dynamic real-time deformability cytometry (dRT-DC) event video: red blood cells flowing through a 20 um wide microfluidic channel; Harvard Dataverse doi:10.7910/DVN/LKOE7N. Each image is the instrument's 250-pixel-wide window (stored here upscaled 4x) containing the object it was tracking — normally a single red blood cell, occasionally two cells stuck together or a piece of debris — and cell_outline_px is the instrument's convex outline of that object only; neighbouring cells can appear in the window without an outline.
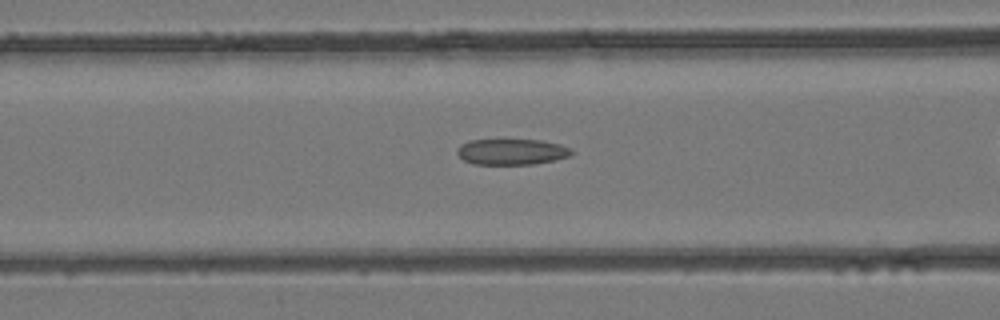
{"species": "common noctule bat (a hibernating species)", "species_latin": "Nyctalus noctula", "temperature_condition": "room temperature", "stored_images_in_passage": 23, "camera_frame_rate_fps": 3000, "um_per_image_px": 0.085, "animal": {"sex": "female", "body_mass_g": 24.6, "forearm_length_mm": 56.2}, "frame": {"image": 1, "passage_image": 7, "time_ms": 2.0, "image_size_px": [1000, 320], "cell_outline_px": [[572, 152], [568, 156], [552, 160], [532, 164], [472, 164], [464, 160], [456, 152], [460, 144], [468, 140], [540, 140], [560, 144], [572, 148]], "centroid_in_image_um": [43.46, 12.89], "position_along_channel_um": 123.1, "area_um2": 17.11}}
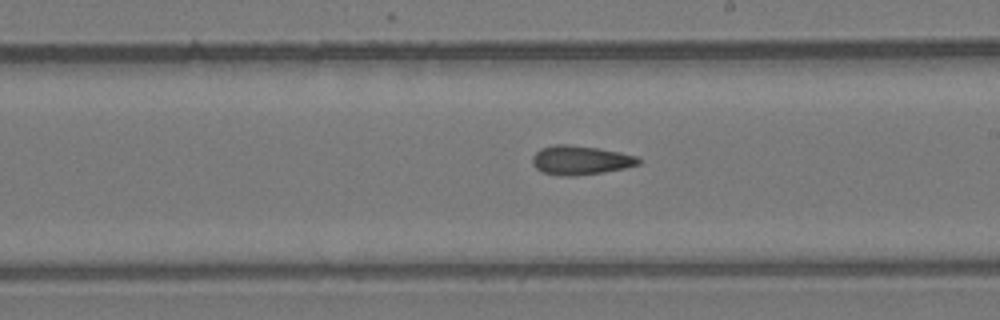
{"frame": {"image": 2, "passage_image": 14, "time_ms": 4.333, "image_size_px": [1000, 320], "cell_outline_px": [[640, 164], [624, 168], [604, 172], [576, 176], [560, 176], [540, 172], [532, 164], [532, 156], [540, 148], [556, 144], [568, 144], [600, 148], [620, 152], [636, 156], [640, 160]], "centroid_in_image_um": [49.3, 13.62], "position_along_channel_um": 239.7, "area_um2": 18.21}}
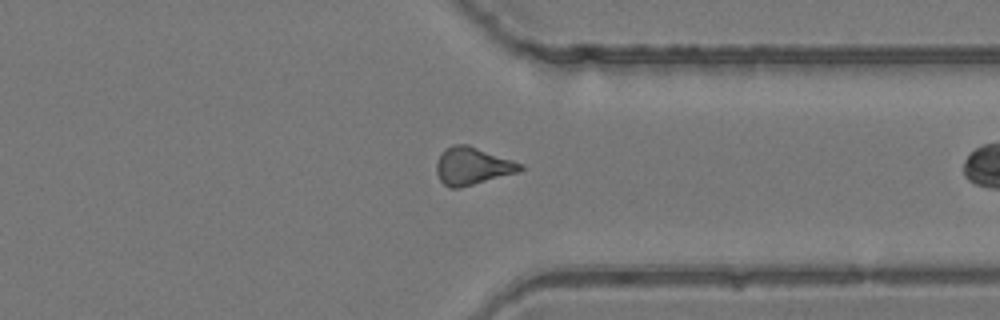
{"frame": {"image": 3, "passage_image": 22, "time_ms": 7.0, "image_size_px": [1000, 320], "cell_outline_px": [[524, 168], [520, 172], [460, 188], [448, 188], [440, 180], [436, 172], [436, 160], [452, 144], [468, 144], [524, 164]], "centroid_in_image_um": [40.18, 14.12], "position_along_channel_um": 371.2, "area_um2": 18.44}}